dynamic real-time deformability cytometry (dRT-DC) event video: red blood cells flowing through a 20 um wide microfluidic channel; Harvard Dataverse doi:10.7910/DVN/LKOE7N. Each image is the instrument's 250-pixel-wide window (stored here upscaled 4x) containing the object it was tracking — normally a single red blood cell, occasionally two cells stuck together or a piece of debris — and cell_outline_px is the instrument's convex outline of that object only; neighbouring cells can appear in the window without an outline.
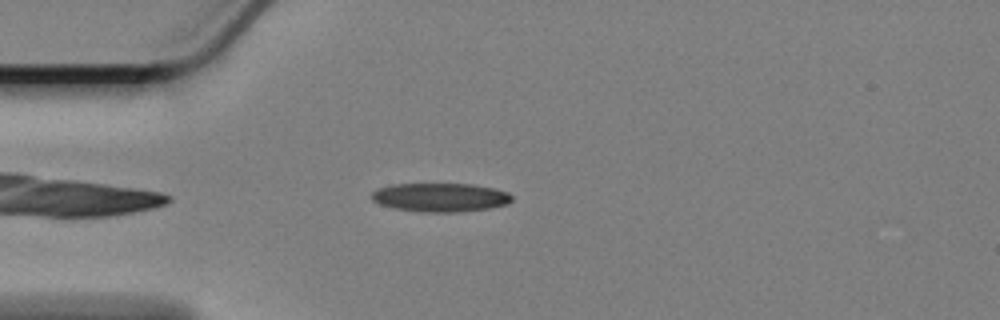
{"species": "Egyptian fruit bat (a non-hibernating species)", "species_latin": "Rousettus aegyptiacus", "temperature_condition": "cold", "stored_images_in_passage": 49, "camera_frame_rate_fps": 3000, "um_per_image_px": 0.085, "animal": {"sex": "female"}, "frame": {"image": 1, "passage_image": 6, "time_ms": 1.667, "image_size_px": [1000, 320], "cell_outline_px": [[512, 200], [508, 204], [488, 208], [460, 212], [420, 212], [396, 208], [380, 204], [372, 200], [372, 192], [376, 188], [392, 184], [472, 184], [496, 188], [508, 192], [512, 196]], "centroid_in_image_um": [37.44, 16.77], "position_along_channel_um": 47.6, "area_um2": 23.58}}
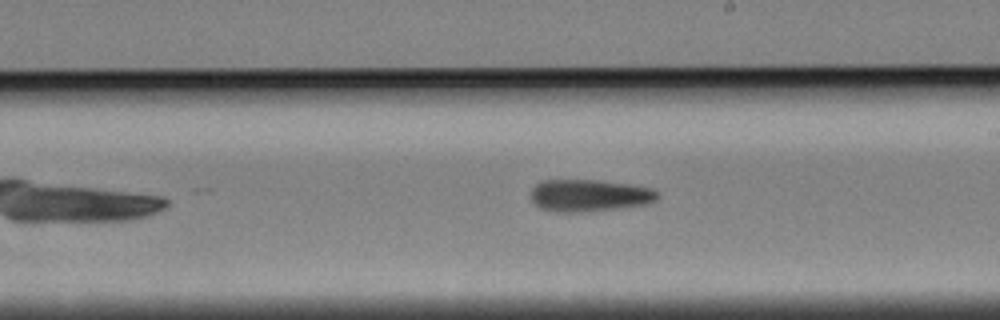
{"frame": {"image": 2, "passage_image": 24, "time_ms": 7.667, "image_size_px": [1000, 320], "cell_outline_px": [[656, 200], [648, 204], [580, 212], [552, 212], [540, 208], [532, 200], [532, 188], [536, 184], [544, 180], [596, 180], [628, 184], [652, 188], [656, 192]], "centroid_in_image_um": [50.05, 16.61], "position_along_channel_um": 238.9, "area_um2": 23.41}}
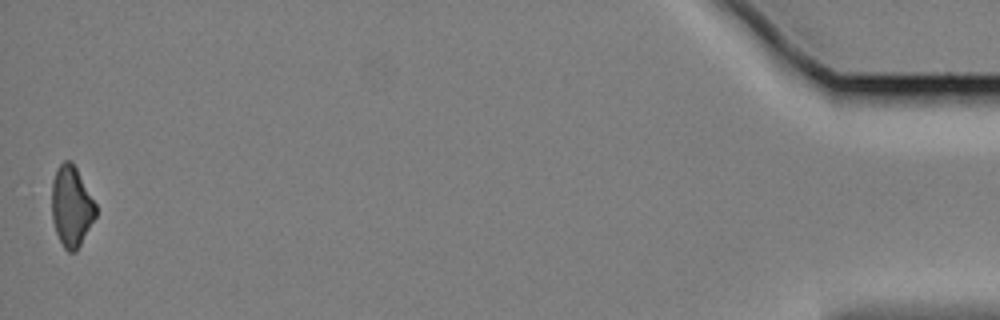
{"frame": {"image": 3, "passage_image": 49, "time_ms": 16.0, "image_size_px": [1000, 320], "cell_outline_px": [[96, 216], [76, 252], [68, 252], [64, 248], [56, 232], [52, 220], [52, 180], [60, 164], [64, 160], [72, 160], [96, 204]], "centroid_in_image_um": [6.07, 17.54], "position_along_channel_um": 429.1, "area_um2": 20.58}, "authors_computed_cell_mechanics": {"area_um2": 23.12, "velocity_mm_per_s": 3.392, "shape_relaxation_time_tau1_ms": 9.1632, "shape_relaxation_time_tau2_ms": null, "deformation_change_tau1": 0.1923, "deformation_change_tau2": null}}